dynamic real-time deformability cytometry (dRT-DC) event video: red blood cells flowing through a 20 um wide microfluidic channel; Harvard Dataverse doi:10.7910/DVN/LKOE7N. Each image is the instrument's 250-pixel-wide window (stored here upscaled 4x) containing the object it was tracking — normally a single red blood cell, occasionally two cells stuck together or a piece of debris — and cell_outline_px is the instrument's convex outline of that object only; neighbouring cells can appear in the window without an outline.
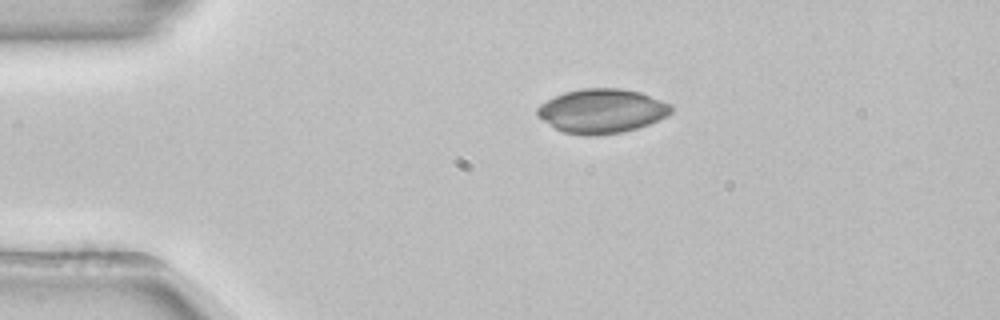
{"species": "common noctule bat (a hibernating species)", "species_latin": "Nyctalus noctula", "temperature_condition": "room temperature", "stored_images_in_passage": 43, "camera_frame_rate_fps": 3000, "um_per_image_px": 0.085, "animal": {"sex": "female", "body_mass_g": 22.7, "forearm_length_mm": 54.2}, "frame": {"image": 1, "passage_image": 1, "time_ms": 0.0, "image_size_px": [1000, 320], "cell_outline_px": [[672, 112], [668, 116], [648, 124], [624, 132], [596, 136], [584, 136], [564, 132], [556, 128], [536, 116], [536, 108], [540, 104], [564, 92], [584, 88], [620, 88], [640, 92], [672, 104]], "centroid_in_image_um": [51.16, 9.44], "position_along_channel_um": 33.8, "area_um2": 34.62}}
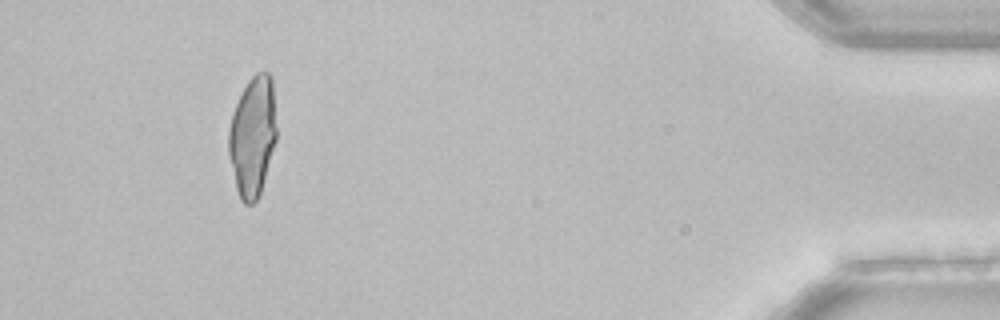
{"frame": {"image": 2, "passage_image": 39, "time_ms": 12.667, "image_size_px": [1000, 320], "cell_outline_px": [[276, 140], [260, 192], [256, 200], [252, 204], [244, 204], [240, 200], [236, 188], [228, 152], [228, 132], [232, 116], [236, 104], [248, 80], [256, 72], [268, 72], [272, 76], [276, 128]], "centroid_in_image_um": [21.47, 11.58], "position_along_channel_um": 413.7, "area_um2": 33.29}}